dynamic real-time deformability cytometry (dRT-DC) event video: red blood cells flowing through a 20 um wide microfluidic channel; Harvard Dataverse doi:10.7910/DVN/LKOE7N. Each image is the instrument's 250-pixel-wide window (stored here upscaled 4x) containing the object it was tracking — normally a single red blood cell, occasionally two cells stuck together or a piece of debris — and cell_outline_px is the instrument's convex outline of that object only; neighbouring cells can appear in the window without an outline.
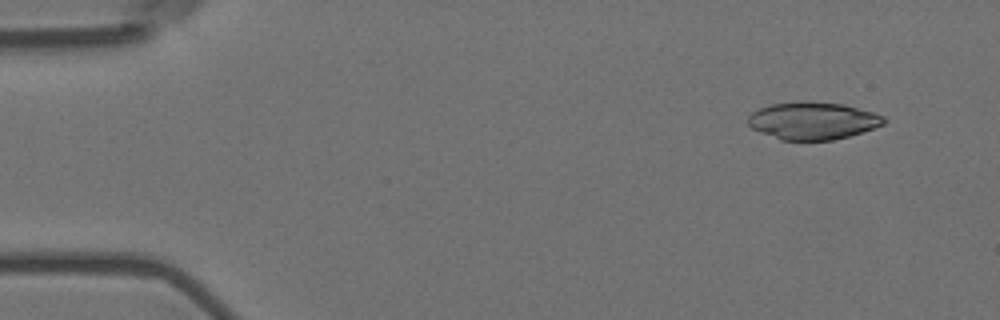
{"species": "Egyptian fruit bat (a non-hibernating species)", "species_latin": "Rousettus aegyptiacus", "temperature_condition": "room temperature", "stored_images_in_passage": 4, "camera_frame_rate_fps": 3000, "um_per_image_px": 0.085, "animal": {"sex": "female"}, "frame": {"image": 1, "passage_image": 1, "time_ms": 0.0, "image_size_px": [1000, 320], "cell_outline_px": [[888, 120], [884, 124], [848, 136], [832, 140], [780, 140], [752, 128], [748, 124], [748, 116], [752, 112], [760, 108], [772, 104], [800, 100], [808, 100], [844, 104], [872, 112], [884, 116]], "centroid_in_image_um": [69.08, 10.24], "position_along_channel_um": 15.9, "area_um2": 29.71}}
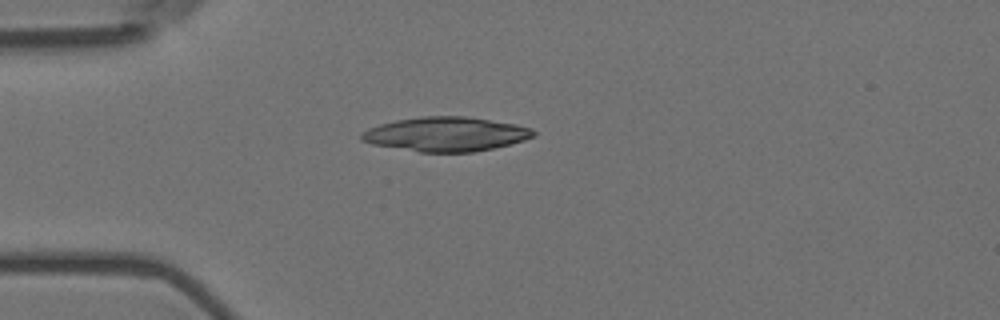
{"frame": {"image": 2, "passage_image": 4, "time_ms": 1.0, "image_size_px": [1000, 320], "cell_outline_px": [[536, 136], [524, 140], [492, 148], [472, 152], [420, 152], [372, 144], [360, 140], [360, 136], [368, 128], [380, 124], [396, 120], [420, 116], [464, 116], [516, 124], [532, 128], [536, 132]], "centroid_in_image_um": [37.9, 11.4], "position_along_channel_um": 47.1, "area_um2": 34.28}}